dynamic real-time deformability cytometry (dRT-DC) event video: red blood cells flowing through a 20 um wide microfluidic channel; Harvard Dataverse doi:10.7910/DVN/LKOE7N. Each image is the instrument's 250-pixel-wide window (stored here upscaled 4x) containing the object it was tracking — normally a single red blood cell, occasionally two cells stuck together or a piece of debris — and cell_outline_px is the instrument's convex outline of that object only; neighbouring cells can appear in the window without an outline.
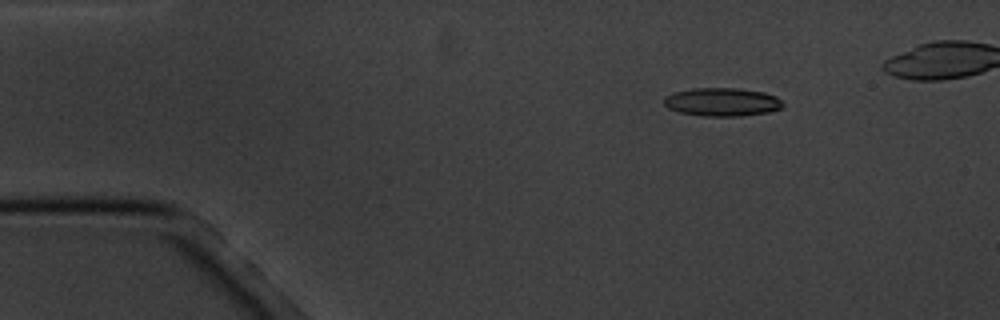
{"species": "common noctule bat (a hibernating species)", "species_latin": "Nyctalus noctula", "temperature_condition": "cold", "stored_images_in_passage": 5, "camera_frame_rate_fps": 3000, "um_per_image_px": 0.085, "animal": {"sex": "male", "body_mass_g": 20.1, "forearm_length_mm": 53.5}, "frame": {"image": 1, "passage_image": 2, "time_ms": 1.0, "image_size_px": [1000, 320], "cell_outline_px": [[784, 104], [780, 108], [768, 112], [740, 116], [704, 116], [680, 112], [668, 108], [664, 104], [664, 96], [672, 92], [692, 88], [736, 88], [764, 92], [776, 96]], "centroid_in_image_um": [61.35, 8.66], "position_along_channel_um": 23.7, "area_um2": 19.65}}